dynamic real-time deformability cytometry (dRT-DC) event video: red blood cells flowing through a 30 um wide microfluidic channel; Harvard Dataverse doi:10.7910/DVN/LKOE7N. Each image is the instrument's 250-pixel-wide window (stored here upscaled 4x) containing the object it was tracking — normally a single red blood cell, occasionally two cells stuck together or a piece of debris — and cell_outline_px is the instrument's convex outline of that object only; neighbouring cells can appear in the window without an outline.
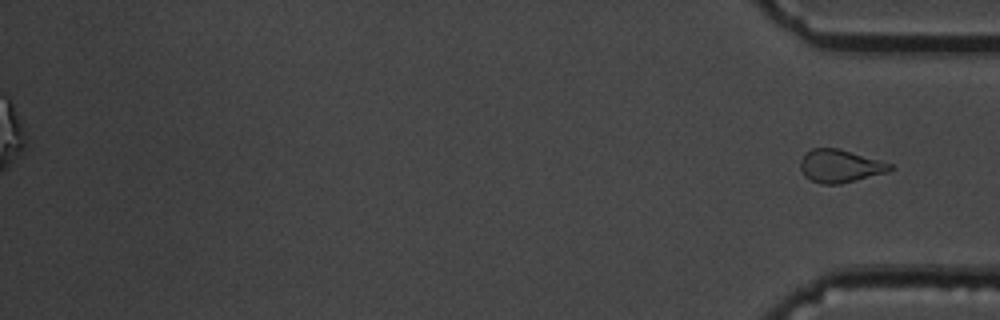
{"species": "common noctule bat (a hibernating species)", "species_latin": "Nyctalus noctula", "temperature_condition": "cold", "stored_images_in_passage": 57, "segment_of_instrument_passage": [2, 2], "camera_frame_rate_fps": 3000, "um_per_image_px": 0.085, "animal": {"sex": "male", "body_mass_g": 19.5, "forearm_length_mm": 54.6}, "frame": {"image": 1, "passage_image": 57, "time_ms": 18.667, "image_size_px": [1000, 320], "cell_outline_px": [[896, 168], [888, 172], [840, 184], [820, 184], [804, 176], [800, 168], [800, 160], [804, 152], [812, 148], [840, 148], [880, 160], [892, 164]], "centroid_in_image_um": [71.4, 14.1], "position_along_channel_um": 363.8, "area_um2": 17.46}}